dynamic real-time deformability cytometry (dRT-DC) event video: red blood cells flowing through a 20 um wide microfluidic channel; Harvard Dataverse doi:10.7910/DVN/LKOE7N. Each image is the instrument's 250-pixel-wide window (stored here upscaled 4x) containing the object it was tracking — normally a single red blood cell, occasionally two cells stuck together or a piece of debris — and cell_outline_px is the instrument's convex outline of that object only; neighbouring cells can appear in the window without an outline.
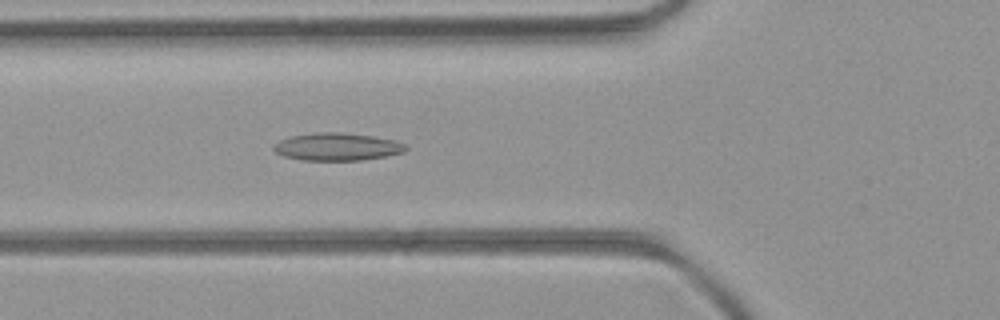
{"species": "common noctule bat (a hibernating species)", "species_latin": "Nyctalus noctula", "temperature_condition": "room temperature", "stored_images_in_passage": 51, "camera_frame_rate_fps": 3000, "um_per_image_px": 0.085, "animal": {"sex": "female", "body_mass_g": 21.9}, "frame": {"image": 1, "passage_image": 18, "time_ms": 5.667, "image_size_px": [1000, 320], "cell_outline_px": [[408, 148], [404, 152], [384, 156], [360, 160], [300, 160], [284, 156], [276, 152], [272, 148], [272, 144], [280, 140], [292, 136], [316, 132], [340, 132], [372, 136], [396, 140], [404, 144]], "centroid_in_image_um": [28.63, 12.47], "position_along_channel_um": 97.2, "area_um2": 21.21}}
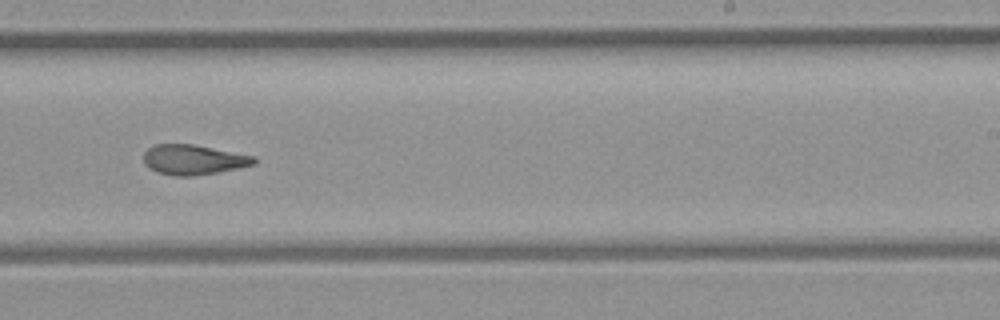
{"frame": {"image": 2, "passage_image": 31, "time_ms": 10.0, "image_size_px": [1000, 320], "cell_outline_px": [[256, 164], [216, 172], [192, 176], [176, 176], [160, 172], [144, 164], [144, 152], [152, 144], [192, 144], [256, 156]], "centroid_in_image_um": [16.45, 13.56], "position_along_channel_um": 272.6, "area_um2": 19.07}}
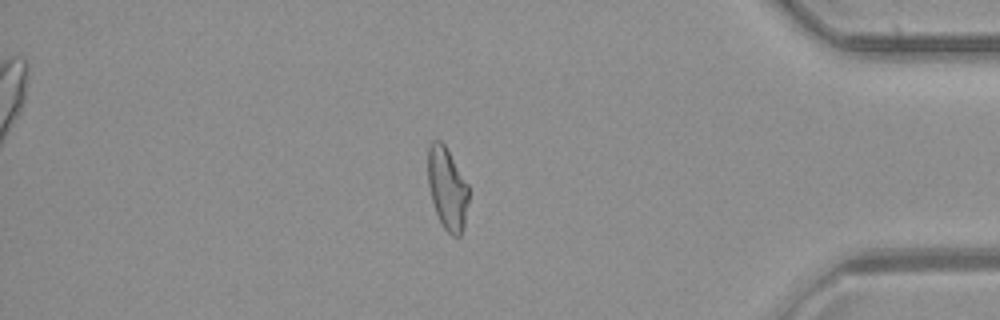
{"frame": {"image": 3, "passage_image": 43, "time_ms": 14.0, "image_size_px": [1000, 320], "cell_outline_px": [[468, 200], [464, 224], [460, 236], [452, 236], [444, 228], [436, 212], [432, 200], [428, 184], [428, 144], [432, 140], [440, 140], [444, 144], [468, 184]], "centroid_in_image_um": [38.0, 16.0], "position_along_channel_um": 397.2, "area_um2": 19.31}, "authors_computed_cell_mechanics": {"area_um2": 20.23, "velocity_mm_per_s": 4.0336, "shape_relaxation_time_tau1_ms": null, "shape_relaxation_time_tau2_ms": 3.1886, "deformation_change_tau1": null, "deformation_change_tau2": 0.1012}}